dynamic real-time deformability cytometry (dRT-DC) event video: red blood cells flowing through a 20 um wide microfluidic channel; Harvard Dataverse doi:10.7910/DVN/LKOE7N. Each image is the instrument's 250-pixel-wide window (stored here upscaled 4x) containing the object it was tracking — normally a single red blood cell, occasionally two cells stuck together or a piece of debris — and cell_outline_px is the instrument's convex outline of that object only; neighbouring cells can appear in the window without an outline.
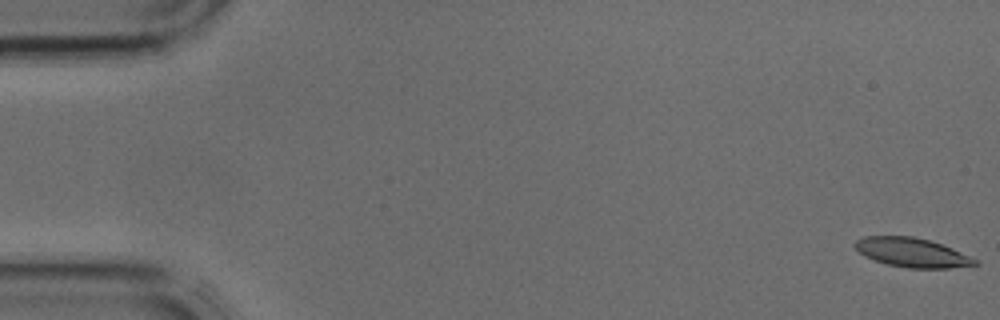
{"species": "common noctule bat (a hibernating species)", "species_latin": "Nyctalus noctula", "temperature_condition": "cold", "stored_images_in_passage": 43, "camera_frame_rate_fps": 3000, "um_per_image_px": 0.085, "animal": {"sex": "male", "body_mass_g": 17.9, "forearm_length_mm": 54.2}, "frame": {"image": 1, "passage_image": 1, "time_ms": 0.0, "image_size_px": [1000, 320], "cell_outline_px": [[980, 264], [948, 268], [908, 268], [888, 264], [864, 256], [852, 244], [856, 240], [864, 236], [912, 236], [928, 240], [952, 248], [980, 260]], "centroid_in_image_um": [77.54, 21.46], "position_along_channel_um": 7.5, "area_um2": 20.35}}
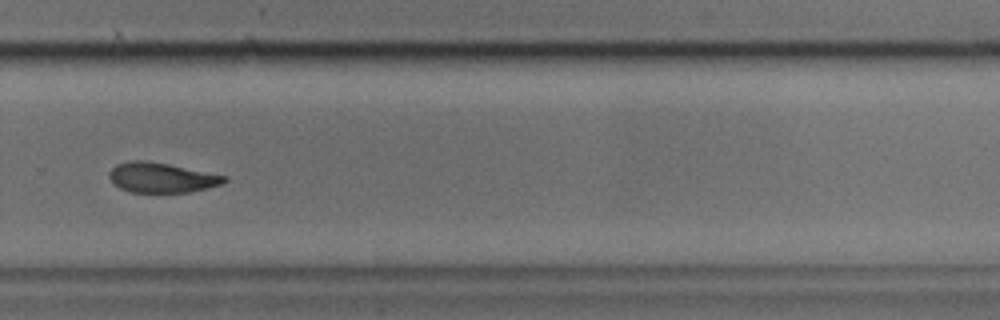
{"frame": {"image": 2, "passage_image": 29, "time_ms": 9.333, "image_size_px": [1000, 320], "cell_outline_px": [[228, 180], [224, 184], [208, 188], [188, 192], [132, 192], [120, 188], [112, 184], [108, 176], [108, 172], [116, 164], [128, 160], [144, 160], [168, 164], [228, 176]], "centroid_in_image_um": [13.72, 15.09], "position_along_channel_um": 316.1, "area_um2": 20.29}}
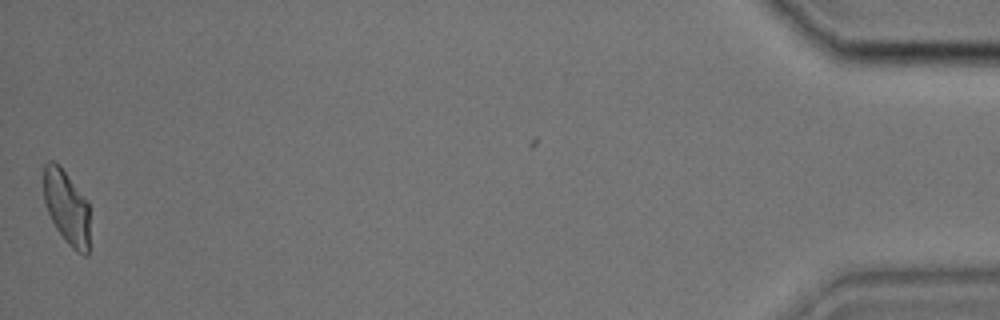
{"frame": {"image": 3, "passage_image": 42, "time_ms": 13.667, "image_size_px": [1000, 320], "cell_outline_px": [[88, 252], [84, 256], [76, 252], [64, 240], [56, 228], [48, 212], [44, 200], [44, 164], [48, 160], [52, 160], [60, 164], [88, 200]], "centroid_in_image_um": [5.66, 17.58], "position_along_channel_um": 429.5, "area_um2": 20.06}}